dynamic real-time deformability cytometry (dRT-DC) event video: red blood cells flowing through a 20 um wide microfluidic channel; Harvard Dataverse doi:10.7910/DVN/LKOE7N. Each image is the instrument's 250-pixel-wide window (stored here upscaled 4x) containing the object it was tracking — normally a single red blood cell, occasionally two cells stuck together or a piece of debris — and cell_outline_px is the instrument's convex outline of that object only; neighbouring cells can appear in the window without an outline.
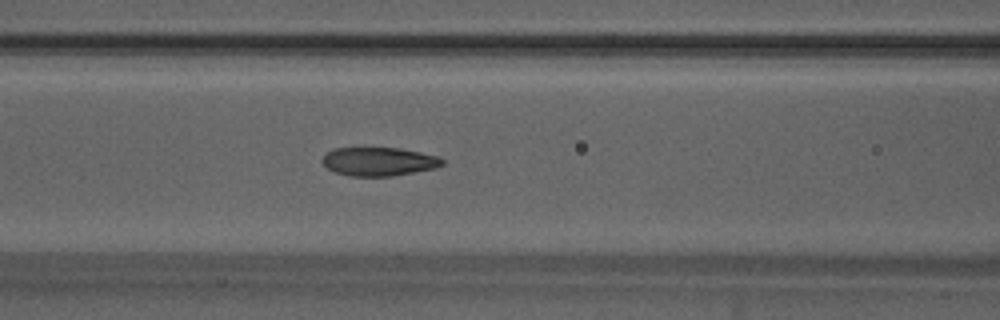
{"species": "Egyptian fruit bat (a non-hibernating species)", "species_latin": "Rousettus aegyptiacus", "temperature_condition": "warm", "stored_images_in_passage": 50, "camera_frame_rate_fps": 3000, "um_per_image_px": 0.085, "animal": {"sex": "male"}, "frame": {"image": 1, "passage_image": 21, "time_ms": 6.667, "image_size_px": [1000, 320], "cell_outline_px": [[444, 164], [436, 168], [392, 176], [348, 176], [336, 172], [328, 168], [320, 160], [324, 152], [332, 148], [364, 144], [400, 148], [440, 156], [444, 160]], "centroid_in_image_um": [32.14, 13.66], "position_along_channel_um": 134.5, "area_um2": 21.21}}
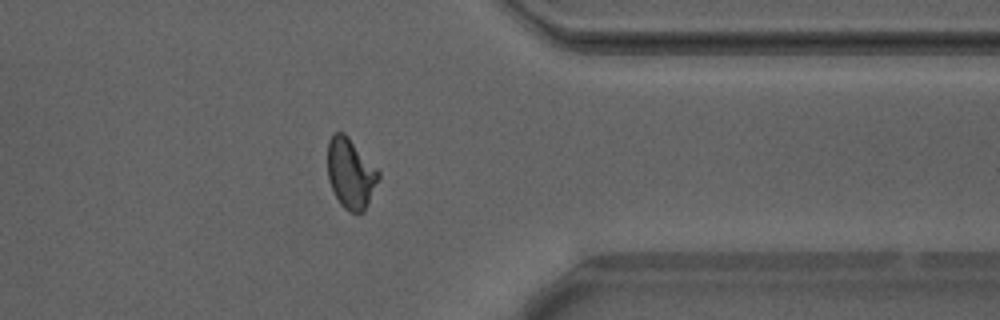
{"frame": {"image": 2, "passage_image": 41, "time_ms": 13.333, "image_size_px": [1000, 320], "cell_outline_px": [[380, 176], [368, 204], [364, 212], [348, 212], [340, 204], [328, 180], [328, 140], [332, 132], [344, 132], [348, 136], [380, 172]], "centroid_in_image_um": [29.79, 14.73], "position_along_channel_um": 381.6, "area_um2": 20.81}}
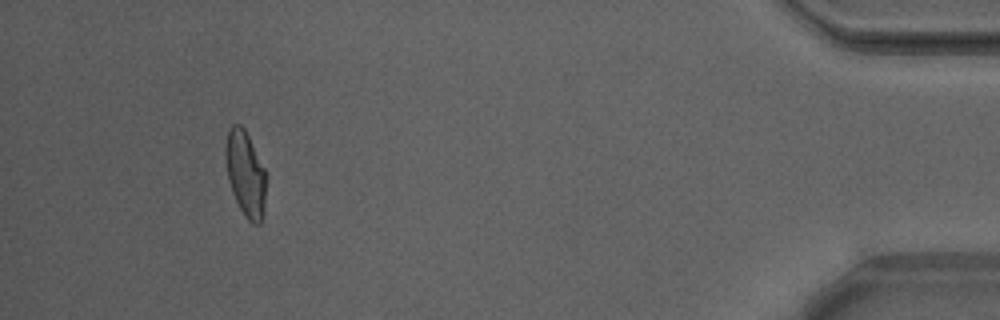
{"frame": {"image": 3, "passage_image": 48, "time_ms": 15.667, "image_size_px": [1000, 320], "cell_outline_px": [[264, 212], [260, 224], [252, 224], [244, 216], [236, 200], [228, 180], [224, 156], [224, 144], [228, 128], [232, 124], [240, 124], [244, 128], [264, 168]], "centroid_in_image_um": [20.81, 14.73], "position_along_channel_um": 414.4, "area_um2": 20.06}, "authors_computed_cell_mechanics": {"area_um2": 20.6346, "velocity_mm_per_s": 3.8762, "shape_relaxation_time_tau1_ms": 3.9701, "shape_relaxation_time_tau2_ms": 0.9356, "deformation_change_tau1": 0.1566, "deformation_change_tau2": 0.0648}}